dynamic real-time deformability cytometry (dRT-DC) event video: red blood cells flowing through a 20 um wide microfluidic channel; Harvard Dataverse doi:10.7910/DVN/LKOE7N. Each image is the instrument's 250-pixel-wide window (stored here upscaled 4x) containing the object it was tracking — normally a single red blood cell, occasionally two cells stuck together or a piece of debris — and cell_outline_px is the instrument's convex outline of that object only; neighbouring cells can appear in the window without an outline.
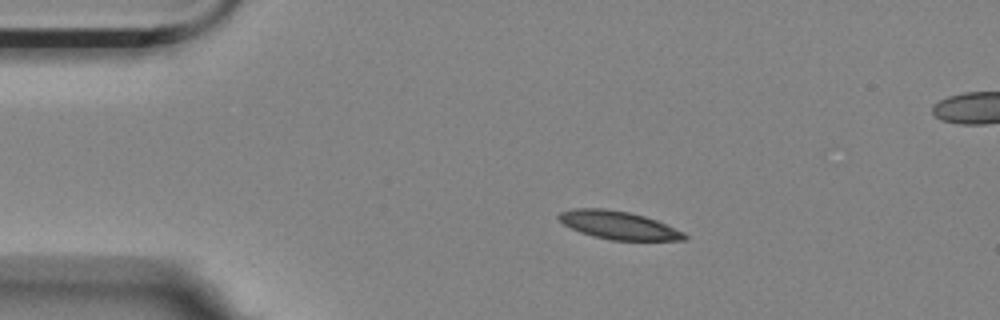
{"species": "Egyptian fruit bat (a non-hibernating species)", "species_latin": "Rousettus aegyptiacus", "temperature_condition": "room temperature", "stored_images_in_passage": 5, "camera_frame_rate_fps": 3000, "um_per_image_px": 0.085, "animal": {"sex": "female"}, "frame": {"image": 1, "passage_image": 2, "time_ms": 0.333, "image_size_px": [1000, 320], "cell_outline_px": [[688, 240], [612, 240], [580, 232], [564, 224], [556, 216], [560, 212], [572, 208], [604, 208], [628, 212], [644, 216], [656, 220], [684, 232], [688, 236]], "centroid_in_image_um": [52.58, 19.13], "position_along_channel_um": 32.4, "area_um2": 20.4}}